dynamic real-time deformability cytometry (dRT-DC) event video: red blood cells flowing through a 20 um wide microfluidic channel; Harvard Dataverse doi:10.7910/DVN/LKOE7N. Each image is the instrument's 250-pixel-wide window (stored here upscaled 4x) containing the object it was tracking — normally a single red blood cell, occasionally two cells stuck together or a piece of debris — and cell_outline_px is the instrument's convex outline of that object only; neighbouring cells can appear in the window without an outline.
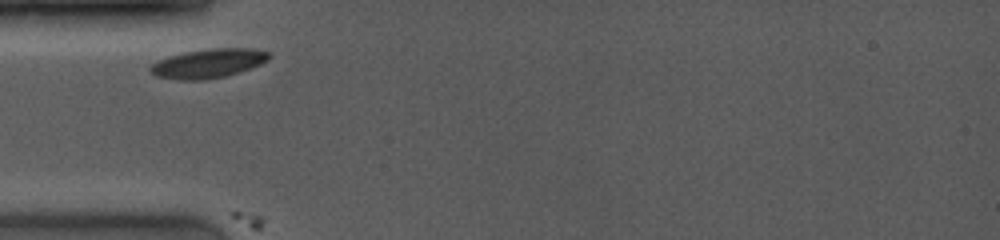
{"species": "common noctule bat (a hibernating species)", "species_latin": "Nyctalus noctula", "temperature_condition": "room temperature", "stored_images_in_passage": 6, "camera_frame_rate_fps": 4000, "um_per_image_px": 0.085, "animal": {"sex": "female", "body_mass_g": 19.0, "forearm_length_mm": 53.3}, "frame": {"image": 1, "passage_image": 1, "time_ms": 0.0, "image_size_px": [1000, 240], "cell_outline_px": [[272, 56], [268, 60], [260, 64], [224, 76], [204, 80], [180, 80], [156, 76], [148, 68], [152, 64], [168, 56], [184, 52], [208, 48], [252, 48], [268, 52]], "centroid_in_image_um": [17.69, 5.37], "position_along_channel_um": 67.3, "area_um2": 19.94}}